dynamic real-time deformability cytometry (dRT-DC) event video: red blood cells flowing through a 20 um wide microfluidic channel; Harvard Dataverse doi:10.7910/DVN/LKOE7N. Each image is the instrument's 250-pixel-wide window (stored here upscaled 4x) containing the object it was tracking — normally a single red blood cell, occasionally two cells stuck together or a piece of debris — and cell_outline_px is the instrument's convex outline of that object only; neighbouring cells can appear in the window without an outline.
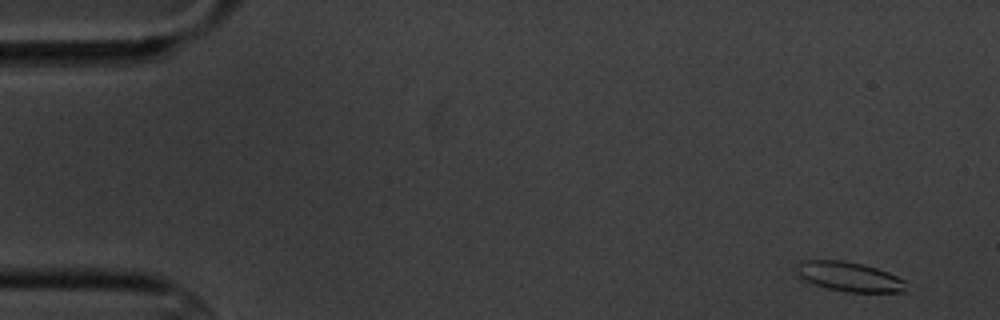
{"species": "common noctule bat (a hibernating species)", "species_latin": "Nyctalus noctula", "temperature_condition": "cold", "stored_images_in_passage": 4, "camera_frame_rate_fps": 3000, "um_per_image_px": 0.085, "animal": {"sex": "male", "body_mass_g": 20.1, "forearm_length_mm": 53.5}, "frame": {"image": 1, "passage_image": 1, "time_ms": 0.0, "image_size_px": [1000, 320], "cell_outline_px": [[908, 292], [844, 292], [828, 288], [804, 280], [796, 276], [796, 268], [800, 260], [844, 260], [864, 264], [888, 272], [904, 280]], "centroid_in_image_um": [72.17, 23.51], "position_along_channel_um": 12.8, "area_um2": 19.07}}